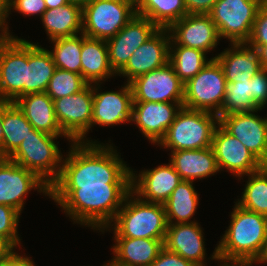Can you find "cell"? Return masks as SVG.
<instances>
[{"mask_svg": "<svg viewBox=\"0 0 267 266\" xmlns=\"http://www.w3.org/2000/svg\"><path fill=\"white\" fill-rule=\"evenodd\" d=\"M218 124V115L182 106L165 136L156 145L171 151L211 147Z\"/></svg>", "mask_w": 267, "mask_h": 266, "instance_id": "cell-5", "label": "cell"}, {"mask_svg": "<svg viewBox=\"0 0 267 266\" xmlns=\"http://www.w3.org/2000/svg\"><path fill=\"white\" fill-rule=\"evenodd\" d=\"M133 102H183L184 83L168 62L129 82Z\"/></svg>", "mask_w": 267, "mask_h": 266, "instance_id": "cell-12", "label": "cell"}, {"mask_svg": "<svg viewBox=\"0 0 267 266\" xmlns=\"http://www.w3.org/2000/svg\"><path fill=\"white\" fill-rule=\"evenodd\" d=\"M249 46L256 49L262 68L267 69V44H265V45H249Z\"/></svg>", "mask_w": 267, "mask_h": 266, "instance_id": "cell-46", "label": "cell"}, {"mask_svg": "<svg viewBox=\"0 0 267 266\" xmlns=\"http://www.w3.org/2000/svg\"><path fill=\"white\" fill-rule=\"evenodd\" d=\"M167 227L163 204L144 201L131 191L112 224L102 232L112 228L114 237L151 238L165 241Z\"/></svg>", "mask_w": 267, "mask_h": 266, "instance_id": "cell-4", "label": "cell"}, {"mask_svg": "<svg viewBox=\"0 0 267 266\" xmlns=\"http://www.w3.org/2000/svg\"><path fill=\"white\" fill-rule=\"evenodd\" d=\"M247 176L241 199L235 203L247 211L267 217V165Z\"/></svg>", "mask_w": 267, "mask_h": 266, "instance_id": "cell-34", "label": "cell"}, {"mask_svg": "<svg viewBox=\"0 0 267 266\" xmlns=\"http://www.w3.org/2000/svg\"><path fill=\"white\" fill-rule=\"evenodd\" d=\"M206 55L199 49L169 45V63L184 84L195 77L212 59L207 60Z\"/></svg>", "mask_w": 267, "mask_h": 266, "instance_id": "cell-33", "label": "cell"}, {"mask_svg": "<svg viewBox=\"0 0 267 266\" xmlns=\"http://www.w3.org/2000/svg\"><path fill=\"white\" fill-rule=\"evenodd\" d=\"M132 3L135 7H137L143 0H126Z\"/></svg>", "mask_w": 267, "mask_h": 266, "instance_id": "cell-53", "label": "cell"}, {"mask_svg": "<svg viewBox=\"0 0 267 266\" xmlns=\"http://www.w3.org/2000/svg\"><path fill=\"white\" fill-rule=\"evenodd\" d=\"M150 266H198L184 259L179 254L168 251L165 247L160 251L158 257Z\"/></svg>", "mask_w": 267, "mask_h": 266, "instance_id": "cell-42", "label": "cell"}, {"mask_svg": "<svg viewBox=\"0 0 267 266\" xmlns=\"http://www.w3.org/2000/svg\"><path fill=\"white\" fill-rule=\"evenodd\" d=\"M50 41L82 33V7L74 3L47 9L40 18Z\"/></svg>", "mask_w": 267, "mask_h": 266, "instance_id": "cell-29", "label": "cell"}, {"mask_svg": "<svg viewBox=\"0 0 267 266\" xmlns=\"http://www.w3.org/2000/svg\"><path fill=\"white\" fill-rule=\"evenodd\" d=\"M139 16L148 18L158 28H169L187 15L184 0H143L137 7Z\"/></svg>", "mask_w": 267, "mask_h": 266, "instance_id": "cell-32", "label": "cell"}, {"mask_svg": "<svg viewBox=\"0 0 267 266\" xmlns=\"http://www.w3.org/2000/svg\"><path fill=\"white\" fill-rule=\"evenodd\" d=\"M223 68L226 82L250 80L263 68L259 56L253 47L247 43H231V47L216 55Z\"/></svg>", "mask_w": 267, "mask_h": 266, "instance_id": "cell-24", "label": "cell"}, {"mask_svg": "<svg viewBox=\"0 0 267 266\" xmlns=\"http://www.w3.org/2000/svg\"><path fill=\"white\" fill-rule=\"evenodd\" d=\"M159 28L148 18L135 15L114 37L106 40L109 63L117 74L129 57Z\"/></svg>", "mask_w": 267, "mask_h": 266, "instance_id": "cell-17", "label": "cell"}, {"mask_svg": "<svg viewBox=\"0 0 267 266\" xmlns=\"http://www.w3.org/2000/svg\"><path fill=\"white\" fill-rule=\"evenodd\" d=\"M9 101L0 99V148L3 144V131H2V117H3V109L9 104Z\"/></svg>", "mask_w": 267, "mask_h": 266, "instance_id": "cell-47", "label": "cell"}, {"mask_svg": "<svg viewBox=\"0 0 267 266\" xmlns=\"http://www.w3.org/2000/svg\"><path fill=\"white\" fill-rule=\"evenodd\" d=\"M33 125L15 103L10 102L3 109L2 131L3 144L0 158H9L20 146L25 137L31 134Z\"/></svg>", "mask_w": 267, "mask_h": 266, "instance_id": "cell-30", "label": "cell"}, {"mask_svg": "<svg viewBox=\"0 0 267 266\" xmlns=\"http://www.w3.org/2000/svg\"><path fill=\"white\" fill-rule=\"evenodd\" d=\"M20 212L10 206L0 204V241L4 242L10 249L20 245V237L17 226Z\"/></svg>", "mask_w": 267, "mask_h": 266, "instance_id": "cell-38", "label": "cell"}, {"mask_svg": "<svg viewBox=\"0 0 267 266\" xmlns=\"http://www.w3.org/2000/svg\"><path fill=\"white\" fill-rule=\"evenodd\" d=\"M70 146L59 178L51 186L131 184V167L111 144L71 142Z\"/></svg>", "mask_w": 267, "mask_h": 266, "instance_id": "cell-1", "label": "cell"}, {"mask_svg": "<svg viewBox=\"0 0 267 266\" xmlns=\"http://www.w3.org/2000/svg\"><path fill=\"white\" fill-rule=\"evenodd\" d=\"M171 36L167 28H159L129 57L127 64L117 73L127 78V83L134 78L159 69L169 62Z\"/></svg>", "mask_w": 267, "mask_h": 266, "instance_id": "cell-18", "label": "cell"}, {"mask_svg": "<svg viewBox=\"0 0 267 266\" xmlns=\"http://www.w3.org/2000/svg\"><path fill=\"white\" fill-rule=\"evenodd\" d=\"M169 162L182 180L205 179L219 172L212 147L171 151Z\"/></svg>", "mask_w": 267, "mask_h": 266, "instance_id": "cell-26", "label": "cell"}, {"mask_svg": "<svg viewBox=\"0 0 267 266\" xmlns=\"http://www.w3.org/2000/svg\"><path fill=\"white\" fill-rule=\"evenodd\" d=\"M54 49L49 51L56 68L81 74V36L52 40Z\"/></svg>", "mask_w": 267, "mask_h": 266, "instance_id": "cell-35", "label": "cell"}, {"mask_svg": "<svg viewBox=\"0 0 267 266\" xmlns=\"http://www.w3.org/2000/svg\"><path fill=\"white\" fill-rule=\"evenodd\" d=\"M250 80L252 101L258 108L263 109L267 104V69H262Z\"/></svg>", "mask_w": 267, "mask_h": 266, "instance_id": "cell-40", "label": "cell"}, {"mask_svg": "<svg viewBox=\"0 0 267 266\" xmlns=\"http://www.w3.org/2000/svg\"><path fill=\"white\" fill-rule=\"evenodd\" d=\"M26 83V40L0 37V99L14 103Z\"/></svg>", "mask_w": 267, "mask_h": 266, "instance_id": "cell-11", "label": "cell"}, {"mask_svg": "<svg viewBox=\"0 0 267 266\" xmlns=\"http://www.w3.org/2000/svg\"><path fill=\"white\" fill-rule=\"evenodd\" d=\"M131 184L50 186V196L74 223L102 232L115 219Z\"/></svg>", "mask_w": 267, "mask_h": 266, "instance_id": "cell-2", "label": "cell"}, {"mask_svg": "<svg viewBox=\"0 0 267 266\" xmlns=\"http://www.w3.org/2000/svg\"><path fill=\"white\" fill-rule=\"evenodd\" d=\"M260 5L258 0H218L208 13L220 38L230 43H246Z\"/></svg>", "mask_w": 267, "mask_h": 266, "instance_id": "cell-9", "label": "cell"}, {"mask_svg": "<svg viewBox=\"0 0 267 266\" xmlns=\"http://www.w3.org/2000/svg\"><path fill=\"white\" fill-rule=\"evenodd\" d=\"M234 205L230 225L211 255V260L257 263L267 243V217Z\"/></svg>", "mask_w": 267, "mask_h": 266, "instance_id": "cell-3", "label": "cell"}, {"mask_svg": "<svg viewBox=\"0 0 267 266\" xmlns=\"http://www.w3.org/2000/svg\"><path fill=\"white\" fill-rule=\"evenodd\" d=\"M10 250L11 249L4 242L0 241V262Z\"/></svg>", "mask_w": 267, "mask_h": 266, "instance_id": "cell-49", "label": "cell"}, {"mask_svg": "<svg viewBox=\"0 0 267 266\" xmlns=\"http://www.w3.org/2000/svg\"><path fill=\"white\" fill-rule=\"evenodd\" d=\"M250 263H223L220 262V266H252Z\"/></svg>", "mask_w": 267, "mask_h": 266, "instance_id": "cell-51", "label": "cell"}, {"mask_svg": "<svg viewBox=\"0 0 267 266\" xmlns=\"http://www.w3.org/2000/svg\"><path fill=\"white\" fill-rule=\"evenodd\" d=\"M11 9L25 16L36 14L41 18L47 6L44 0H8V14L11 13Z\"/></svg>", "mask_w": 267, "mask_h": 266, "instance_id": "cell-41", "label": "cell"}, {"mask_svg": "<svg viewBox=\"0 0 267 266\" xmlns=\"http://www.w3.org/2000/svg\"><path fill=\"white\" fill-rule=\"evenodd\" d=\"M170 45H182L207 53L221 40L215 23L208 14H187L169 28Z\"/></svg>", "mask_w": 267, "mask_h": 266, "instance_id": "cell-16", "label": "cell"}, {"mask_svg": "<svg viewBox=\"0 0 267 266\" xmlns=\"http://www.w3.org/2000/svg\"><path fill=\"white\" fill-rule=\"evenodd\" d=\"M8 14V0H0V37H10L9 25L6 22Z\"/></svg>", "mask_w": 267, "mask_h": 266, "instance_id": "cell-45", "label": "cell"}, {"mask_svg": "<svg viewBox=\"0 0 267 266\" xmlns=\"http://www.w3.org/2000/svg\"><path fill=\"white\" fill-rule=\"evenodd\" d=\"M44 2L46 3L47 9L61 7L69 3L67 0H44Z\"/></svg>", "mask_w": 267, "mask_h": 266, "instance_id": "cell-48", "label": "cell"}, {"mask_svg": "<svg viewBox=\"0 0 267 266\" xmlns=\"http://www.w3.org/2000/svg\"><path fill=\"white\" fill-rule=\"evenodd\" d=\"M136 14V7L126 0H94L82 7V33L108 40Z\"/></svg>", "mask_w": 267, "mask_h": 266, "instance_id": "cell-8", "label": "cell"}, {"mask_svg": "<svg viewBox=\"0 0 267 266\" xmlns=\"http://www.w3.org/2000/svg\"><path fill=\"white\" fill-rule=\"evenodd\" d=\"M38 44L26 40V83L23 85V96L45 92L56 69L49 50Z\"/></svg>", "mask_w": 267, "mask_h": 266, "instance_id": "cell-28", "label": "cell"}, {"mask_svg": "<svg viewBox=\"0 0 267 266\" xmlns=\"http://www.w3.org/2000/svg\"><path fill=\"white\" fill-rule=\"evenodd\" d=\"M113 259L118 266H150L164 248V241L151 238L114 237Z\"/></svg>", "mask_w": 267, "mask_h": 266, "instance_id": "cell-25", "label": "cell"}, {"mask_svg": "<svg viewBox=\"0 0 267 266\" xmlns=\"http://www.w3.org/2000/svg\"><path fill=\"white\" fill-rule=\"evenodd\" d=\"M131 174L132 192L144 201L160 204L170 197L182 180L170 162L154 169L140 171L138 176L131 169Z\"/></svg>", "mask_w": 267, "mask_h": 266, "instance_id": "cell-21", "label": "cell"}, {"mask_svg": "<svg viewBox=\"0 0 267 266\" xmlns=\"http://www.w3.org/2000/svg\"><path fill=\"white\" fill-rule=\"evenodd\" d=\"M260 110L221 115L219 124L267 165V117L255 115Z\"/></svg>", "mask_w": 267, "mask_h": 266, "instance_id": "cell-15", "label": "cell"}, {"mask_svg": "<svg viewBox=\"0 0 267 266\" xmlns=\"http://www.w3.org/2000/svg\"><path fill=\"white\" fill-rule=\"evenodd\" d=\"M219 170L224 168L236 177L260 170L264 164L220 124L214 130L211 145Z\"/></svg>", "mask_w": 267, "mask_h": 266, "instance_id": "cell-14", "label": "cell"}, {"mask_svg": "<svg viewBox=\"0 0 267 266\" xmlns=\"http://www.w3.org/2000/svg\"><path fill=\"white\" fill-rule=\"evenodd\" d=\"M53 103L57 121L72 142L98 143L85 136L91 128L93 83L78 93L53 100Z\"/></svg>", "mask_w": 267, "mask_h": 266, "instance_id": "cell-10", "label": "cell"}, {"mask_svg": "<svg viewBox=\"0 0 267 266\" xmlns=\"http://www.w3.org/2000/svg\"><path fill=\"white\" fill-rule=\"evenodd\" d=\"M192 181L181 180L163 203L168 224L192 223L199 198ZM174 220V221H173Z\"/></svg>", "mask_w": 267, "mask_h": 266, "instance_id": "cell-31", "label": "cell"}, {"mask_svg": "<svg viewBox=\"0 0 267 266\" xmlns=\"http://www.w3.org/2000/svg\"><path fill=\"white\" fill-rule=\"evenodd\" d=\"M198 222L168 224L164 247L198 266H206L204 233Z\"/></svg>", "mask_w": 267, "mask_h": 266, "instance_id": "cell-22", "label": "cell"}, {"mask_svg": "<svg viewBox=\"0 0 267 266\" xmlns=\"http://www.w3.org/2000/svg\"><path fill=\"white\" fill-rule=\"evenodd\" d=\"M260 6H267V0H258Z\"/></svg>", "mask_w": 267, "mask_h": 266, "instance_id": "cell-54", "label": "cell"}, {"mask_svg": "<svg viewBox=\"0 0 267 266\" xmlns=\"http://www.w3.org/2000/svg\"><path fill=\"white\" fill-rule=\"evenodd\" d=\"M97 85V86H96ZM101 83H93V110L91 127L114 126L132 121L133 97L129 83L119 91L98 92Z\"/></svg>", "mask_w": 267, "mask_h": 266, "instance_id": "cell-19", "label": "cell"}, {"mask_svg": "<svg viewBox=\"0 0 267 266\" xmlns=\"http://www.w3.org/2000/svg\"><path fill=\"white\" fill-rule=\"evenodd\" d=\"M59 137L33 128L8 159L36 173L51 186L59 178L62 168L63 155L58 148L59 142L55 141Z\"/></svg>", "mask_w": 267, "mask_h": 266, "instance_id": "cell-6", "label": "cell"}, {"mask_svg": "<svg viewBox=\"0 0 267 266\" xmlns=\"http://www.w3.org/2000/svg\"><path fill=\"white\" fill-rule=\"evenodd\" d=\"M183 102H133L132 121L151 143H159Z\"/></svg>", "mask_w": 267, "mask_h": 266, "instance_id": "cell-20", "label": "cell"}, {"mask_svg": "<svg viewBox=\"0 0 267 266\" xmlns=\"http://www.w3.org/2000/svg\"><path fill=\"white\" fill-rule=\"evenodd\" d=\"M69 3H74L80 5L81 7L85 6L88 3H91L94 0H67Z\"/></svg>", "mask_w": 267, "mask_h": 266, "instance_id": "cell-50", "label": "cell"}, {"mask_svg": "<svg viewBox=\"0 0 267 266\" xmlns=\"http://www.w3.org/2000/svg\"><path fill=\"white\" fill-rule=\"evenodd\" d=\"M218 0H184L187 14H208Z\"/></svg>", "mask_w": 267, "mask_h": 266, "instance_id": "cell-43", "label": "cell"}, {"mask_svg": "<svg viewBox=\"0 0 267 266\" xmlns=\"http://www.w3.org/2000/svg\"><path fill=\"white\" fill-rule=\"evenodd\" d=\"M252 101L251 80L227 82L222 105V115L258 110Z\"/></svg>", "mask_w": 267, "mask_h": 266, "instance_id": "cell-36", "label": "cell"}, {"mask_svg": "<svg viewBox=\"0 0 267 266\" xmlns=\"http://www.w3.org/2000/svg\"><path fill=\"white\" fill-rule=\"evenodd\" d=\"M258 263H264L266 264L267 263V243H266V246H265V249H264V252L262 254V256L260 257V259L257 261V264Z\"/></svg>", "mask_w": 267, "mask_h": 266, "instance_id": "cell-52", "label": "cell"}, {"mask_svg": "<svg viewBox=\"0 0 267 266\" xmlns=\"http://www.w3.org/2000/svg\"><path fill=\"white\" fill-rule=\"evenodd\" d=\"M103 266H118V265H116L115 263H113L112 261H108V263H104V265Z\"/></svg>", "mask_w": 267, "mask_h": 266, "instance_id": "cell-55", "label": "cell"}, {"mask_svg": "<svg viewBox=\"0 0 267 266\" xmlns=\"http://www.w3.org/2000/svg\"><path fill=\"white\" fill-rule=\"evenodd\" d=\"M14 249H11L1 260L0 266H35L30 257L19 255Z\"/></svg>", "mask_w": 267, "mask_h": 266, "instance_id": "cell-44", "label": "cell"}, {"mask_svg": "<svg viewBox=\"0 0 267 266\" xmlns=\"http://www.w3.org/2000/svg\"><path fill=\"white\" fill-rule=\"evenodd\" d=\"M246 43L248 45L267 44V6H260L258 9L251 36Z\"/></svg>", "mask_w": 267, "mask_h": 266, "instance_id": "cell-39", "label": "cell"}, {"mask_svg": "<svg viewBox=\"0 0 267 266\" xmlns=\"http://www.w3.org/2000/svg\"><path fill=\"white\" fill-rule=\"evenodd\" d=\"M81 35V76L89 83H102L117 74L109 63L106 40Z\"/></svg>", "mask_w": 267, "mask_h": 266, "instance_id": "cell-27", "label": "cell"}, {"mask_svg": "<svg viewBox=\"0 0 267 266\" xmlns=\"http://www.w3.org/2000/svg\"><path fill=\"white\" fill-rule=\"evenodd\" d=\"M226 83L222 66L212 57L195 77L184 84L183 107L211 112L220 117Z\"/></svg>", "mask_w": 267, "mask_h": 266, "instance_id": "cell-7", "label": "cell"}, {"mask_svg": "<svg viewBox=\"0 0 267 266\" xmlns=\"http://www.w3.org/2000/svg\"><path fill=\"white\" fill-rule=\"evenodd\" d=\"M88 84L81 74L56 68L45 92L55 100L78 93Z\"/></svg>", "mask_w": 267, "mask_h": 266, "instance_id": "cell-37", "label": "cell"}, {"mask_svg": "<svg viewBox=\"0 0 267 266\" xmlns=\"http://www.w3.org/2000/svg\"><path fill=\"white\" fill-rule=\"evenodd\" d=\"M33 189L50 196V186L36 173L8 158H0L1 205L10 206L21 213L25 204L24 197Z\"/></svg>", "mask_w": 267, "mask_h": 266, "instance_id": "cell-13", "label": "cell"}, {"mask_svg": "<svg viewBox=\"0 0 267 266\" xmlns=\"http://www.w3.org/2000/svg\"><path fill=\"white\" fill-rule=\"evenodd\" d=\"M14 103L37 131L64 136L70 142L72 141L62 131L56 118L53 100L46 92L26 94L19 97Z\"/></svg>", "mask_w": 267, "mask_h": 266, "instance_id": "cell-23", "label": "cell"}]
</instances>
